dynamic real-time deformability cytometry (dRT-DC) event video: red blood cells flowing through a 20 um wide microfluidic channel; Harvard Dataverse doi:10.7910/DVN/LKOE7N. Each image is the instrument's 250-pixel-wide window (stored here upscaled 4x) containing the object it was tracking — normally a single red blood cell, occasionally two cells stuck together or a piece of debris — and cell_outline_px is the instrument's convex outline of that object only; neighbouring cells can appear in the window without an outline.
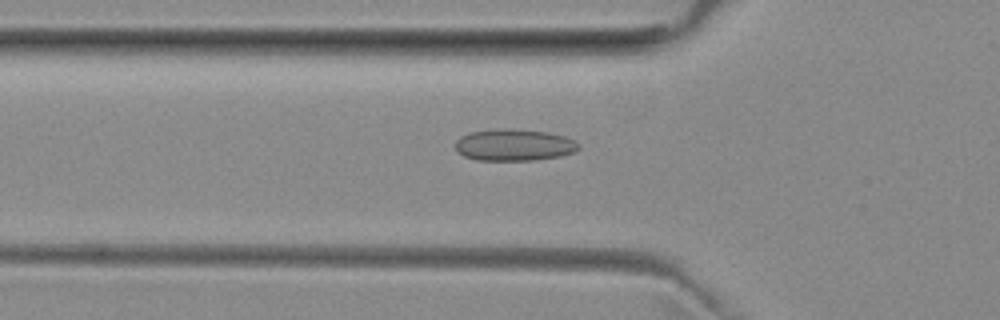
{"species": "common noctule bat (a hibernating species)", "species_latin": "Nyctalus noctula", "temperature_condition": "room temperature", "stored_images_in_passage": 51, "camera_frame_rate_fps": 3000, "um_per_image_px": 0.085, "animal": {"sex": "female", "body_mass_g": 29.2, "forearm_length_mm": 56.3}, "frame": {"image": 1, "passage_image": 17, "time_ms": 5.333, "image_size_px": [1000, 320], "cell_outline_px": [[580, 148], [572, 152], [560, 156], [536, 160], [476, 160], [464, 156], [456, 152], [456, 140], [460, 136], [468, 132], [500, 128], [508, 128], [548, 132], [564, 136], [576, 140], [580, 144]], "centroid_in_image_um": [43.68, 12.31], "position_along_channel_um": 82.1, "area_um2": 23.06}}
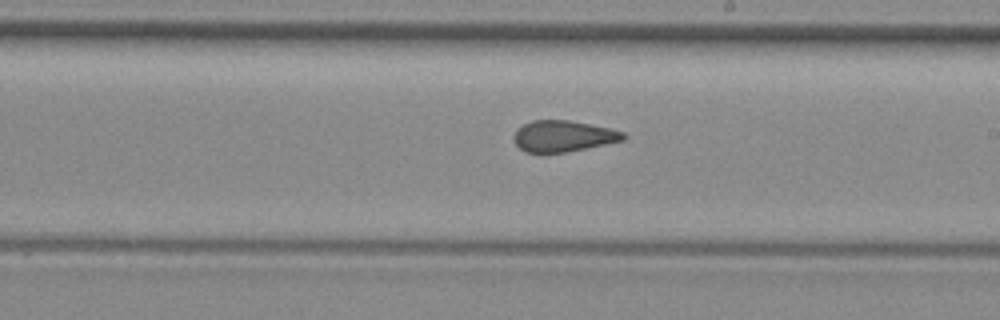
{"frame": {"image": 2, "passage_image": 29, "time_ms": 9.333, "image_size_px": [1000, 320], "cell_outline_px": [[628, 136], [624, 140], [564, 152], [524, 152], [516, 144], [512, 136], [516, 128], [532, 120], [568, 120], [612, 128], [624, 132]], "centroid_in_image_um": [47.86, 11.55], "position_along_channel_um": 241.1, "area_um2": 19.88}}
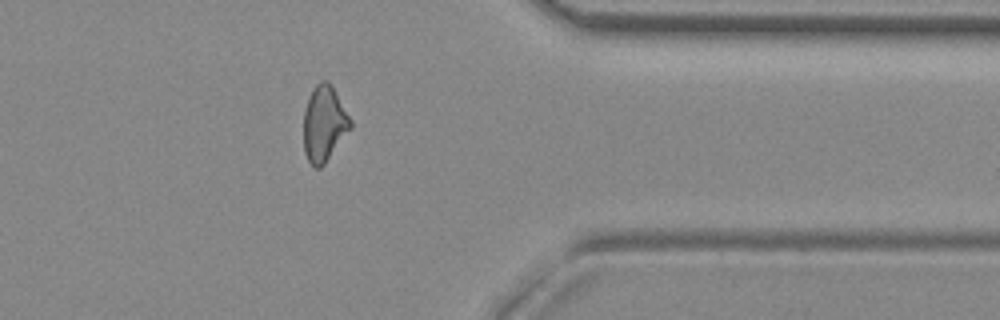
{"frame": {"image": 3, "passage_image": 41, "time_ms": 13.333, "image_size_px": [1000, 320], "cell_outline_px": [[352, 128], [324, 164], [320, 168], [316, 168], [308, 160], [304, 152], [304, 112], [308, 96], [312, 88], [320, 80], [328, 80], [352, 120]], "centroid_in_image_um": [27.55, 10.5], "position_along_channel_um": 383.8, "area_um2": 20.69}, "authors_computed_cell_mechanics": {"area_um2": 21.1548, "velocity_mm_per_s": 3.9634, "shape_relaxation_time_tau1_ms": null, "shape_relaxation_time_tau2_ms": 2.151, "deformation_change_tau1": null, "deformation_change_tau2": 0.0832}}